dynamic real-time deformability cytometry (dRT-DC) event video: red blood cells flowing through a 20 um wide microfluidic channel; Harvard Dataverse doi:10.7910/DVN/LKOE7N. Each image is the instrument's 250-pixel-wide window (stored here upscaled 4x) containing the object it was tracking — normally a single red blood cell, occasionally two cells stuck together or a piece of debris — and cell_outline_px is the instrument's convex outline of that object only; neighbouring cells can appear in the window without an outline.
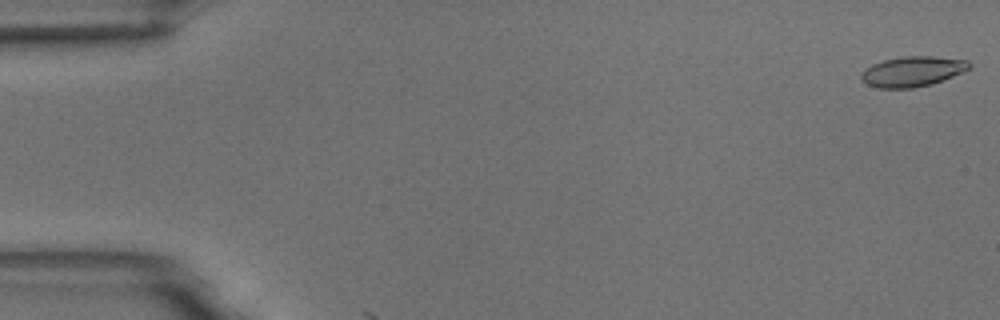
{"species": "common noctule bat (a hibernating species)", "species_latin": "Nyctalus noctula", "temperature_condition": "room temperature", "stored_images_in_passage": 6, "camera_frame_rate_fps": 3000, "um_per_image_px": 0.085, "animal": {"sex": "male", "body_mass_g": 18.8}, "frame": {"image": 1, "passage_image": 1, "time_ms": 0.0, "image_size_px": [1000, 320], "cell_outline_px": [[972, 68], [932, 84], [912, 88], [880, 88], [868, 84], [860, 76], [872, 64], [884, 60], [904, 56], [932, 56], [968, 60], [972, 64]], "centroid_in_image_um": [77.62, 6.06], "position_along_channel_um": 7.4, "area_um2": 18.79}}
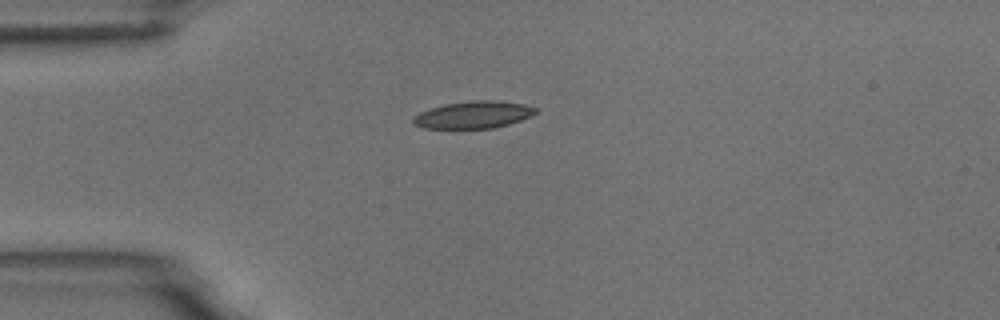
{"frame": {"image": 2, "passage_image": 4, "time_ms": 4.333, "image_size_px": [1000, 320], "cell_outline_px": [[540, 108], [532, 116], [508, 124], [492, 128], [424, 128], [412, 124], [412, 120], [420, 112], [444, 104], [472, 100], [496, 100], [524, 104]], "centroid_in_image_um": [40.28, 9.75], "position_along_channel_um": 44.7, "area_um2": 19.36}}
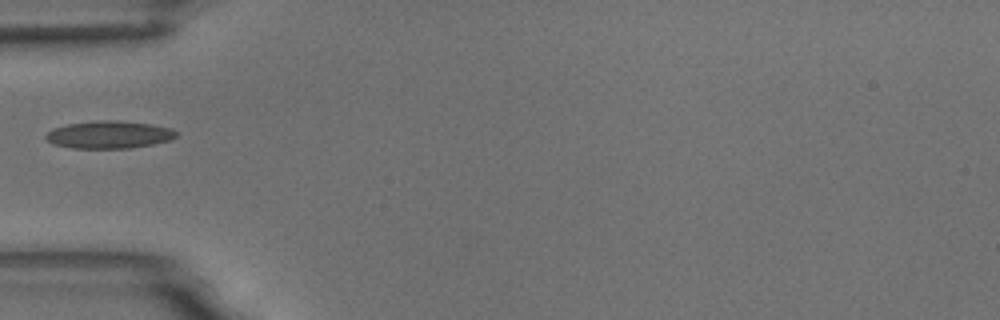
{"frame": {"image": 3, "passage_image": 5, "time_ms": 5.667, "image_size_px": [1000, 320], "cell_outline_px": [[180, 136], [172, 140], [152, 144], [128, 148], [72, 148], [52, 144], [44, 136], [52, 128], [68, 124], [100, 120], [120, 120], [152, 124], [172, 128]], "centroid_in_image_um": [9.31, 11.44], "position_along_channel_um": 75.7, "area_um2": 21.1}}